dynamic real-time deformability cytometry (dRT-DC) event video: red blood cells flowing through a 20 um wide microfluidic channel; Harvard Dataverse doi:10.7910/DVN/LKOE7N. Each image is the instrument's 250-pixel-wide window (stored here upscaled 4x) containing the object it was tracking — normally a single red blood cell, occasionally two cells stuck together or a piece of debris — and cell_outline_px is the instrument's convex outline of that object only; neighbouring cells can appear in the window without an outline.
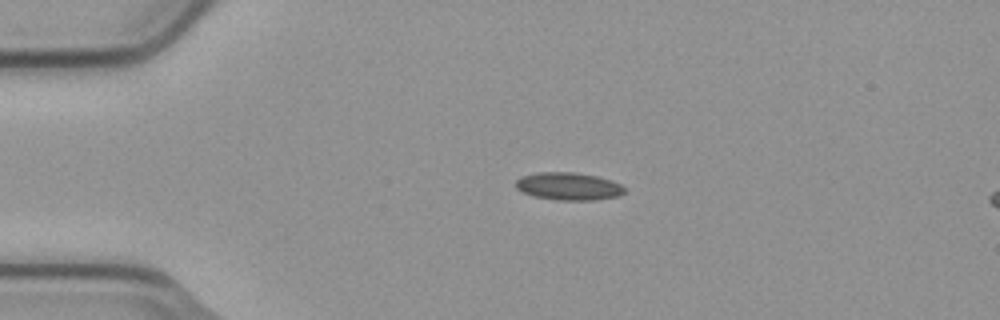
{"species": "common noctule bat (a hibernating species)", "species_latin": "Nyctalus noctula", "temperature_condition": "cold", "stored_images_in_passage": 4, "camera_frame_rate_fps": 3000, "um_per_image_px": 0.085, "animal": {"sex": "male", "body_mass_g": 23.1, "forearm_length_mm": 52.7}, "frame": {"image": 1, "passage_image": 3, "time_ms": 0.667, "image_size_px": [1000, 320], "cell_outline_px": [[628, 188], [624, 192], [616, 196], [592, 200], [556, 200], [536, 196], [524, 192], [516, 188], [516, 180], [520, 176], [540, 172], [572, 172], [596, 176], [612, 180]], "centroid_in_image_um": [48.34, 15.82], "position_along_channel_um": 36.7, "area_um2": 17.4}}